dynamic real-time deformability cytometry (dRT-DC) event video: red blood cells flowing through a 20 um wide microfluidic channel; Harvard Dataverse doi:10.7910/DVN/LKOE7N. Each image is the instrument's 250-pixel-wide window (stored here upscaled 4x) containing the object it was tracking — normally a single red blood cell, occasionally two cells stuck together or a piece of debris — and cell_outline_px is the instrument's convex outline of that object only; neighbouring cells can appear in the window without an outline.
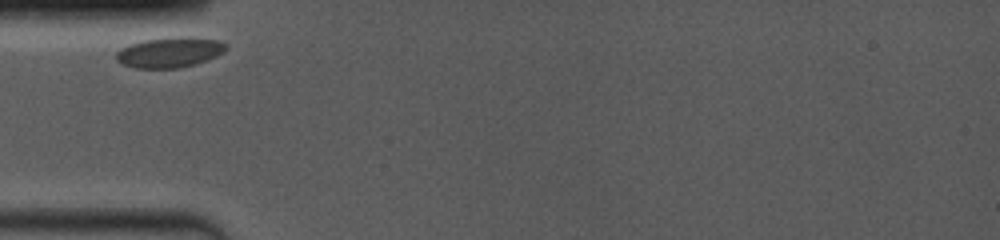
{"species": "common noctule bat (a hibernating species)", "species_latin": "Nyctalus noctula", "temperature_condition": "room temperature", "stored_images_in_passage": 2, "camera_frame_rate_fps": 4000, "um_per_image_px": 0.085, "animal": {"sex": "female", "body_mass_g": 19.0, "forearm_length_mm": 53.3}, "frame": {"image": 1, "passage_image": 1, "time_ms": 0.0, "image_size_px": [1000, 240], "cell_outline_px": [[228, 48], [224, 52], [216, 56], [196, 64], [180, 68], [132, 68], [116, 60], [116, 52], [120, 48], [128, 44], [144, 40], [180, 36], [216, 40], [228, 44]], "centroid_in_image_um": [14.41, 4.45], "position_along_channel_um": 70.6, "area_um2": 19.48}}